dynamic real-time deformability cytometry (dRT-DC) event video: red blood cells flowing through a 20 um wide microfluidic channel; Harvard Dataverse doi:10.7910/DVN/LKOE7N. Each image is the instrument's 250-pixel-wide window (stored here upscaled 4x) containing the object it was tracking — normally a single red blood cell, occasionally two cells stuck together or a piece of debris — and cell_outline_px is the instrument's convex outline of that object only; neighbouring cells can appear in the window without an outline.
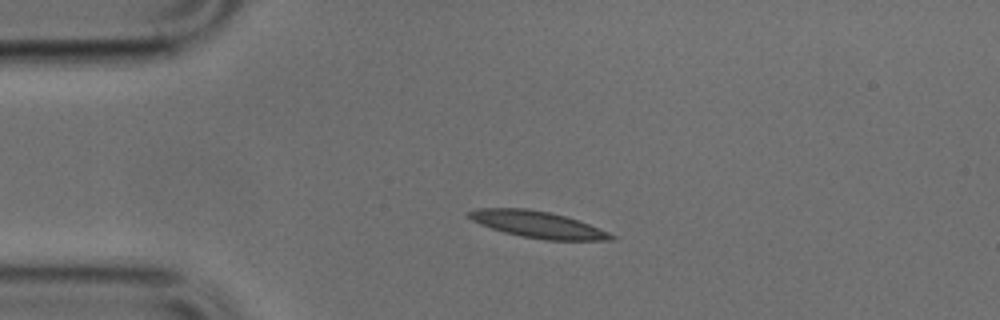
{"species": "common noctule bat (a hibernating species)", "species_latin": "Nyctalus noctula", "temperature_condition": "cold", "stored_images_in_passage": 40, "camera_frame_rate_fps": 3000, "um_per_image_px": 0.085, "animal": {"sex": "male", "body_mass_g": 17.9, "forearm_length_mm": 54.2}, "frame": {"image": 1, "passage_image": 10, "time_ms": 3.0, "image_size_px": [1000, 320], "cell_outline_px": [[616, 240], [544, 240], [504, 232], [480, 224], [472, 220], [468, 216], [468, 212], [480, 208], [528, 208], [548, 212], [564, 216], [588, 224], [608, 232], [616, 236]], "centroid_in_image_um": [45.71, 19.08], "position_along_channel_um": 39.3, "area_um2": 21.68}}
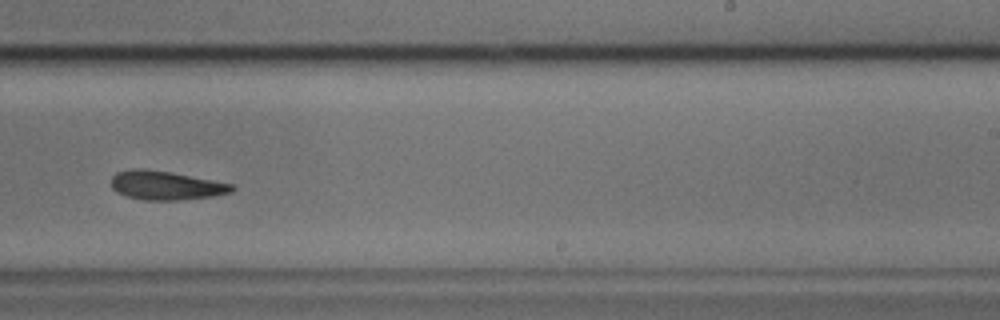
{"frame": {"image": 2, "passage_image": 30, "time_ms": 9.667, "image_size_px": [1000, 320], "cell_outline_px": [[236, 188], [232, 192], [212, 196], [180, 200], [144, 200], [128, 196], [116, 192], [112, 188], [112, 176], [116, 172], [132, 168], [144, 168], [172, 172], [236, 184]], "centroid_in_image_um": [14.13, 15.74], "position_along_channel_um": 274.9, "area_um2": 20.58}}
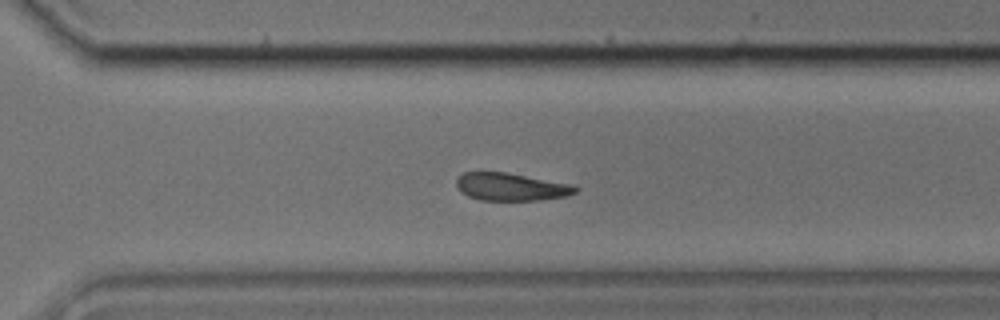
{"frame": {"image": 3, "passage_image": 34, "time_ms": 11.0, "image_size_px": [1000, 320], "cell_outline_px": [[580, 188], [576, 192], [568, 196], [540, 200], [480, 200], [468, 196], [460, 192], [456, 184], [456, 180], [464, 172], [508, 172], [572, 184]], "centroid_in_image_um": [43.46, 15.88], "position_along_channel_um": 327.1, "area_um2": 19.36}}